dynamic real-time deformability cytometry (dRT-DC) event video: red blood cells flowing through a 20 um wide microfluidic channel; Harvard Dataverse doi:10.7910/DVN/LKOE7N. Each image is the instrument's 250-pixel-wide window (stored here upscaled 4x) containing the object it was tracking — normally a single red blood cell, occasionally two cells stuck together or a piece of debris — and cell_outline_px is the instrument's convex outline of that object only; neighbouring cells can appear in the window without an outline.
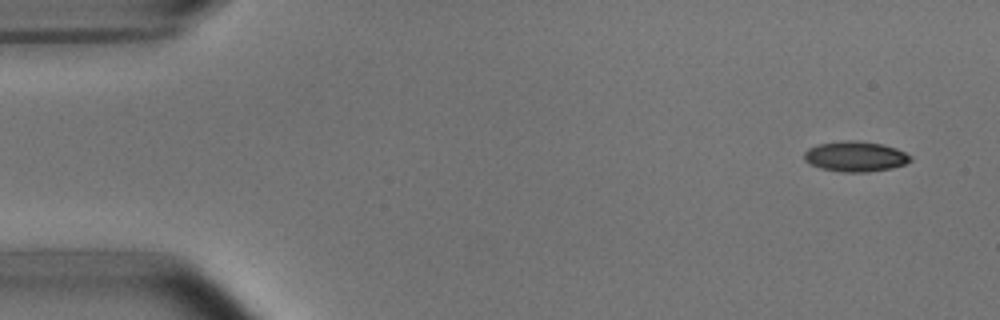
{"species": "common noctule bat (a hibernating species)", "species_latin": "Nyctalus noctula", "temperature_condition": "room temperature", "stored_images_in_passage": 9, "camera_frame_rate_fps": 3000, "um_per_image_px": 0.085, "animal": {"sex": "male", "body_mass_g": 15.6}, "frame": {"image": 1, "passage_image": 1, "time_ms": 0.0, "image_size_px": [1000, 320], "cell_outline_px": [[912, 160], [904, 164], [888, 168], [868, 172], [840, 172], [820, 168], [804, 160], [804, 152], [808, 148], [816, 144], [848, 140], [856, 140], [880, 144], [896, 148], [912, 156]], "centroid_in_image_um": [72.68, 13.29], "position_along_channel_um": 12.3, "area_um2": 18.67}}
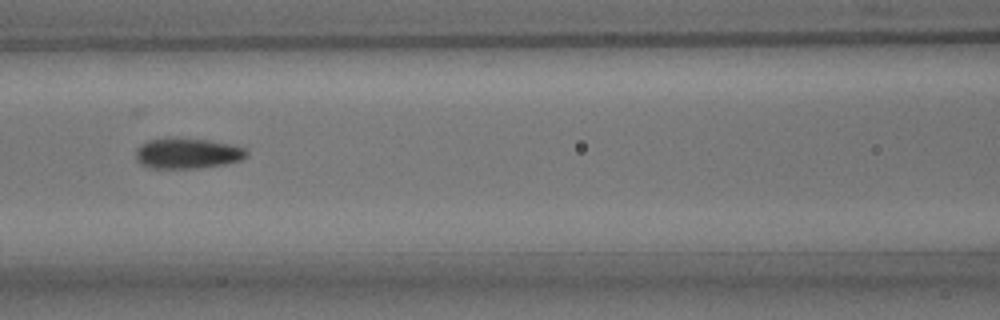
{"frame": {"image": 2, "passage_image": 7, "time_ms": 6.667, "image_size_px": [1000, 320], "cell_outline_px": [[248, 156], [240, 160], [224, 164], [200, 168], [152, 168], [136, 160], [136, 148], [140, 144], [148, 140], [172, 136], [176, 136], [208, 140], [232, 144], [244, 148], [248, 152]], "centroid_in_image_um": [15.92, 13.0], "position_along_channel_um": 150.7, "area_um2": 20.06}}
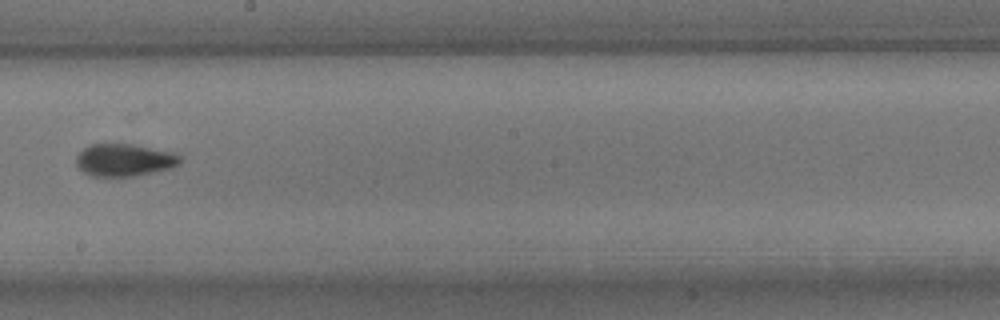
{"frame": {"image": 3, "passage_image": 9, "time_ms": 9.0, "image_size_px": [1000, 320], "cell_outline_px": [[180, 164], [172, 168], [136, 176], [92, 176], [84, 172], [76, 164], [76, 156], [84, 148], [92, 144], [128, 144], [172, 152], [180, 156]], "centroid_in_image_um": [10.57, 13.61], "position_along_channel_um": 237.6, "area_um2": 19.42}}